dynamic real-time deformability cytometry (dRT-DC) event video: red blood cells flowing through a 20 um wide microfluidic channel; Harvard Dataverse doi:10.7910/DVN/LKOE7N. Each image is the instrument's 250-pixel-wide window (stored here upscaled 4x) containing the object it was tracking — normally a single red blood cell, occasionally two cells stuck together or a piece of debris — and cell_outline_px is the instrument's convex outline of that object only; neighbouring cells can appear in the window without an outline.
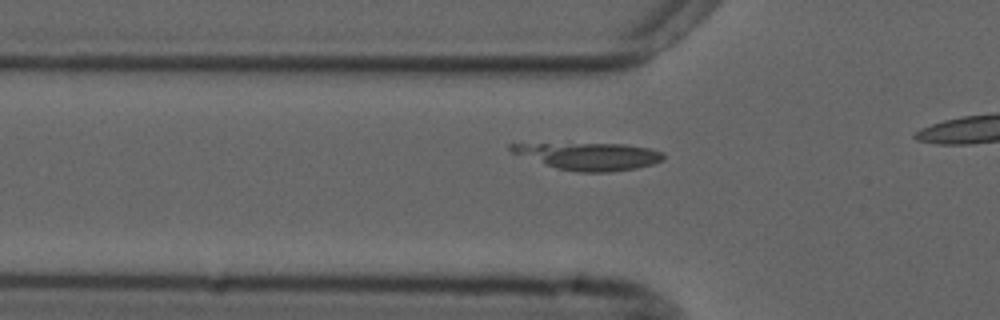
{"species": "common noctule bat (a hibernating species)", "species_latin": "Nyctalus noctula", "temperature_condition": "cold", "stored_images_in_passage": 12, "camera_frame_rate_fps": 3000, "um_per_image_px": 0.085, "animal": {"sex": "male", "forearm_length_mm": 52.5}, "frame": {"image": 1, "passage_image": 6, "time_ms": 1.667, "image_size_px": [1000, 320], "cell_outline_px": [[664, 160], [652, 164], [636, 168], [608, 172], [580, 172], [556, 168], [512, 152], [508, 148], [508, 144], [624, 144], [648, 148], [664, 152]], "centroid_in_image_um": [50.11, 13.28], "position_along_channel_um": 75.7, "area_um2": 23.76}}
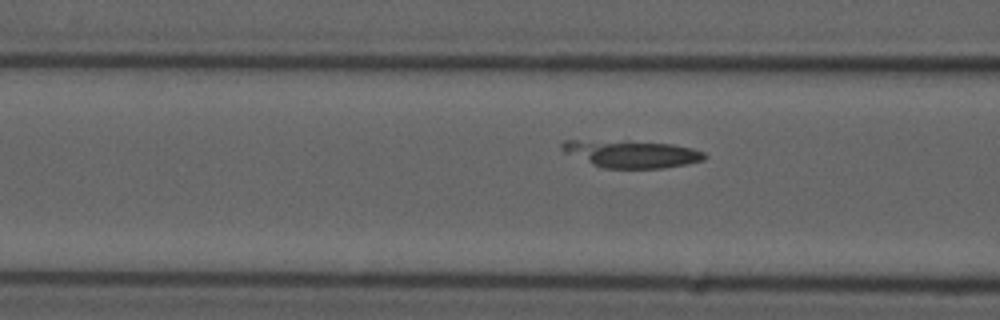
{"frame": {"image": 2, "passage_image": 9, "time_ms": 2.667, "image_size_px": [1000, 320], "cell_outline_px": [[708, 156], [704, 160], [688, 164], [664, 168], [604, 168], [564, 152], [560, 148], [560, 144], [564, 140], [628, 140], [672, 144], [692, 148], [704, 152]], "centroid_in_image_um": [53.7, 13.06], "position_along_channel_um": 112.9, "area_um2": 22.95}}